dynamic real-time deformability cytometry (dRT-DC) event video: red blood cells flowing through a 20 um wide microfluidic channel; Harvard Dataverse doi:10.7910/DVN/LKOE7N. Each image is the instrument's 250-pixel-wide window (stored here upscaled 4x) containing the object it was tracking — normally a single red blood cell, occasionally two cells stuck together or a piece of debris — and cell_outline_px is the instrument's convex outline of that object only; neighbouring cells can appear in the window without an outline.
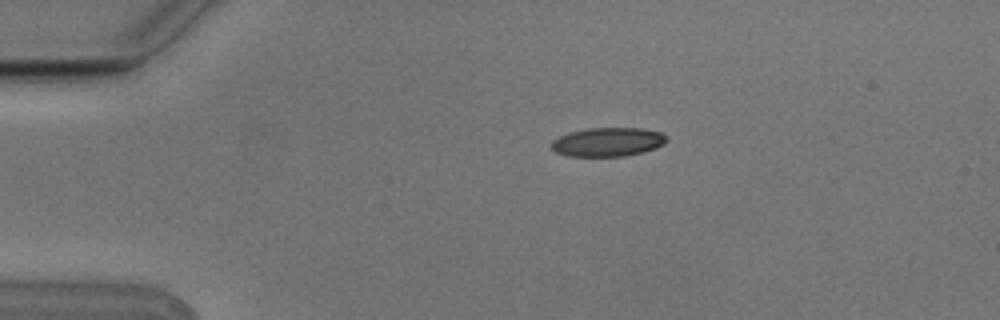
{"species": "Egyptian fruit bat (a non-hibernating species)", "species_latin": "Rousettus aegyptiacus", "temperature_condition": "cold", "stored_images_in_passage": 3, "camera_frame_rate_fps": 3000, "um_per_image_px": 0.085, "animal": {"sex": "male"}, "frame": {"image": 1, "passage_image": 1, "time_ms": 0.0, "image_size_px": [1000, 320], "cell_outline_px": [[668, 140], [664, 144], [656, 148], [644, 152], [624, 156], [568, 156], [556, 152], [552, 148], [552, 140], [568, 132], [588, 128], [640, 128], [660, 132], [668, 136]], "centroid_in_image_um": [51.69, 12.06], "position_along_channel_um": 33.3, "area_um2": 19.48}}
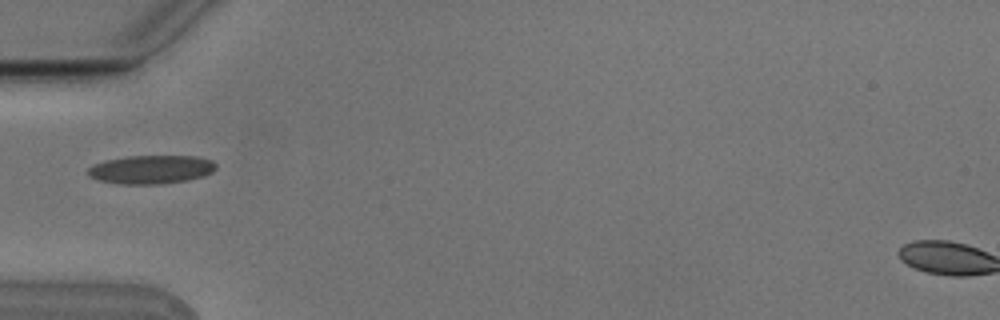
{"frame": {"image": 2, "passage_image": 3, "time_ms": 0.667, "image_size_px": [1000, 320], "cell_outline_px": [[216, 168], [212, 172], [204, 176], [188, 180], [164, 184], [120, 184], [100, 180], [88, 176], [88, 168], [92, 164], [104, 160], [128, 156], [196, 156], [212, 160], [216, 164]], "centroid_in_image_um": [12.85, 14.4], "position_along_channel_um": 72.2, "area_um2": 21.5}}